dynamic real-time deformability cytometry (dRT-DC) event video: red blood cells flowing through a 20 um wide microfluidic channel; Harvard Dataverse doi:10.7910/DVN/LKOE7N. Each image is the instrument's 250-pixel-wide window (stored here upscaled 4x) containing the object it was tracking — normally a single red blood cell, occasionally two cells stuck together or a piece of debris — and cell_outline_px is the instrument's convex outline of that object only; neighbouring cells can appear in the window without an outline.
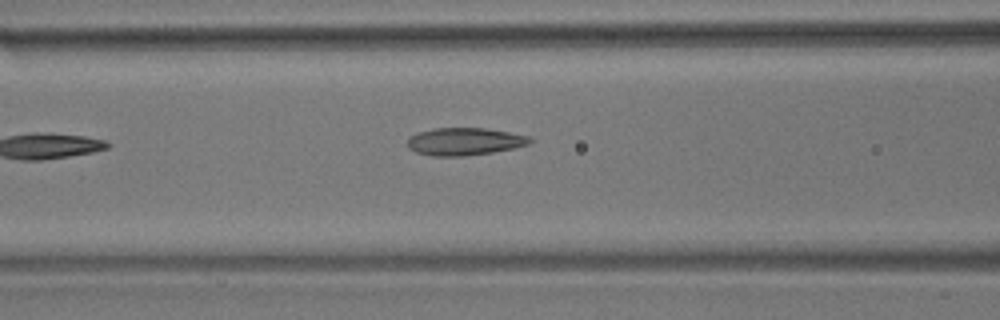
{"species": "common noctule bat (a hibernating species)", "species_latin": "Nyctalus noctula", "temperature_condition": "room temperature", "stored_images_in_passage": 7, "camera_frame_rate_fps": 3000, "um_per_image_px": 0.085, "animal": {"sex": "male", "body_mass_g": 17.9}, "frame": {"image": 1, "passage_image": 7, "time_ms": 2.0, "image_size_px": [1000, 320], "cell_outline_px": [[536, 140], [528, 144], [512, 148], [492, 152], [464, 156], [432, 156], [416, 152], [408, 148], [408, 140], [416, 132], [432, 128], [484, 128], [508, 132], [528, 136]], "centroid_in_image_um": [39.47, 12.02], "position_along_channel_um": 127.1, "area_um2": 19.59}}